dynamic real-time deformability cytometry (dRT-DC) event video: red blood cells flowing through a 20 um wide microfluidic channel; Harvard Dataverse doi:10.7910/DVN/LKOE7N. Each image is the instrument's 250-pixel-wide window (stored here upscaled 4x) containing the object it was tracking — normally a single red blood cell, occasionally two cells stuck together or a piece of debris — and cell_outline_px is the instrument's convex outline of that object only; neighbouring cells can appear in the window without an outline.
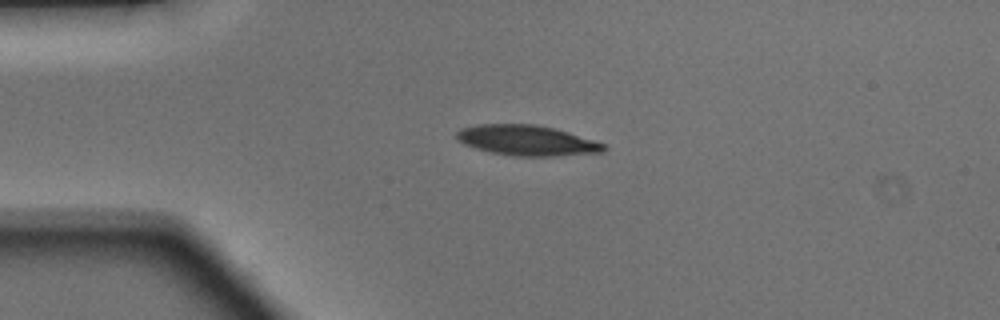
{"species": "Egyptian fruit bat (a non-hibernating species)", "species_latin": "Rousettus aegyptiacus", "temperature_condition": "warm", "stored_images_in_passage": 38, "camera_frame_rate_fps": 3000, "um_per_image_px": 0.085, "animal": {"sex": "male"}, "frame": {"image": 1, "passage_image": 1, "time_ms": 0.0, "image_size_px": [1000, 320], "cell_outline_px": [[608, 148], [604, 152], [552, 156], [512, 156], [492, 152], [476, 148], [464, 144], [456, 136], [456, 132], [460, 128], [476, 124], [536, 124], [568, 132], [604, 144]], "centroid_in_image_um": [44.77, 11.93], "position_along_channel_um": 40.2, "area_um2": 25.84}}
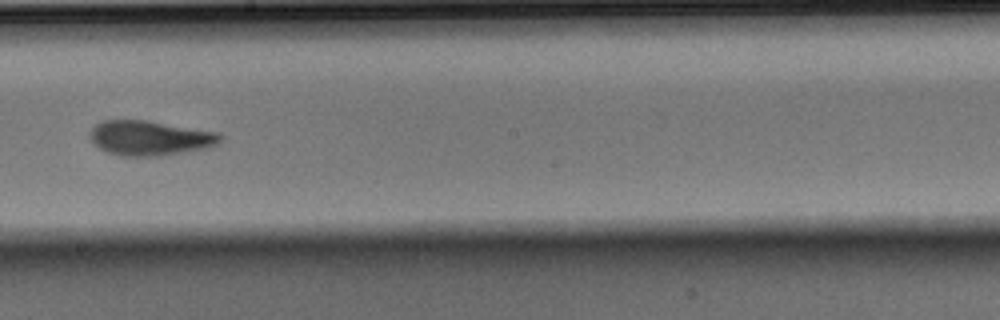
{"frame": {"image": 2, "passage_image": 17, "time_ms": 5.333, "image_size_px": [1000, 320], "cell_outline_px": [[224, 136], [216, 144], [208, 148], [160, 156], [120, 156], [108, 152], [100, 148], [92, 140], [92, 128], [96, 124], [104, 120], [148, 120], [216, 132]], "centroid_in_image_um": [12.77, 11.73], "position_along_channel_um": 235.4, "area_um2": 26.18}}
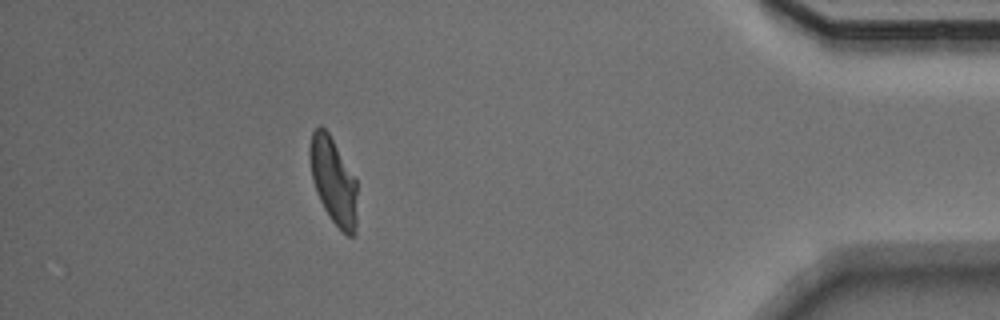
{"frame": {"image": 3, "passage_image": 33, "time_ms": 10.667, "image_size_px": [1000, 320], "cell_outline_px": [[356, 232], [352, 236], [348, 236], [332, 220], [324, 208], [316, 192], [312, 180], [308, 156], [308, 148], [312, 132], [320, 124], [328, 132], [356, 180]], "centroid_in_image_um": [28.3, 15.35], "position_along_channel_um": 406.9, "area_um2": 23.7}, "authors_computed_cell_mechanics": {"area_um2": 25.4609, "velocity_mm_per_s": 4.1483, "shape_relaxation_time_tau1_ms": 3.9135, "shape_relaxation_time_tau2_ms": 1.7857, "deformation_change_tau1": 0.1727, "deformation_change_tau2": 0.0802}}